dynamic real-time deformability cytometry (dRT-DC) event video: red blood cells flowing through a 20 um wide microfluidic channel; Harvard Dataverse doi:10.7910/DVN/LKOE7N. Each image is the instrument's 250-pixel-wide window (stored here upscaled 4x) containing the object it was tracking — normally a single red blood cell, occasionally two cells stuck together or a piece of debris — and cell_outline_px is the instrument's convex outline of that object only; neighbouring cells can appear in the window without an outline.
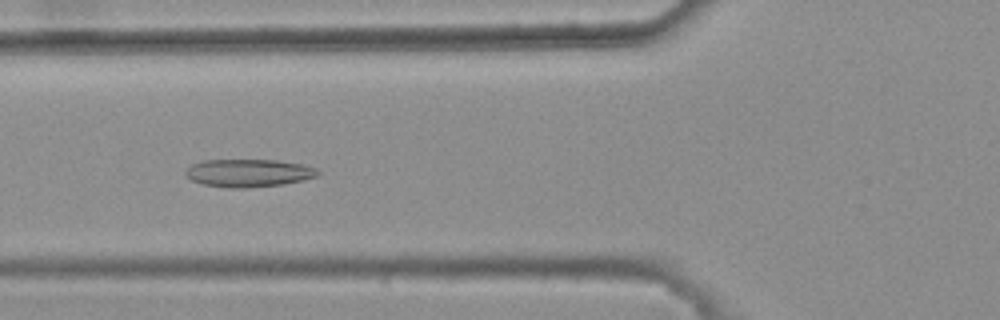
{"species": "common noctule bat (a hibernating species)", "species_latin": "Nyctalus noctula", "temperature_condition": "warm", "stored_images_in_passage": 46, "camera_frame_rate_fps": 3000, "um_per_image_px": 0.085, "animal": {"sex": "female", "body_mass_g": 25.1}, "frame": {"image": 1, "passage_image": 20, "time_ms": 6.333, "image_size_px": [1000, 320], "cell_outline_px": [[320, 172], [316, 176], [304, 180], [284, 184], [244, 188], [228, 188], [204, 184], [192, 180], [184, 176], [184, 172], [192, 164], [204, 160], [276, 160], [304, 164], [316, 168]], "centroid_in_image_um": [21.13, 14.7], "position_along_channel_um": 104.7, "area_um2": 21.5}}
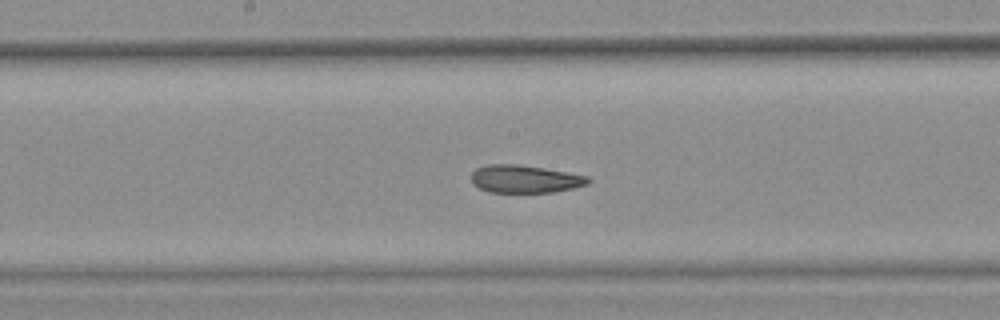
{"frame": {"image": 2, "passage_image": 28, "time_ms": 9.0, "image_size_px": [1000, 320], "cell_outline_px": [[592, 180], [588, 184], [556, 192], [488, 192], [472, 184], [472, 172], [476, 168], [488, 164], [520, 164], [568, 172], [588, 176]], "centroid_in_image_um": [44.63, 15.21], "position_along_channel_um": 203.6, "area_um2": 19.02}}
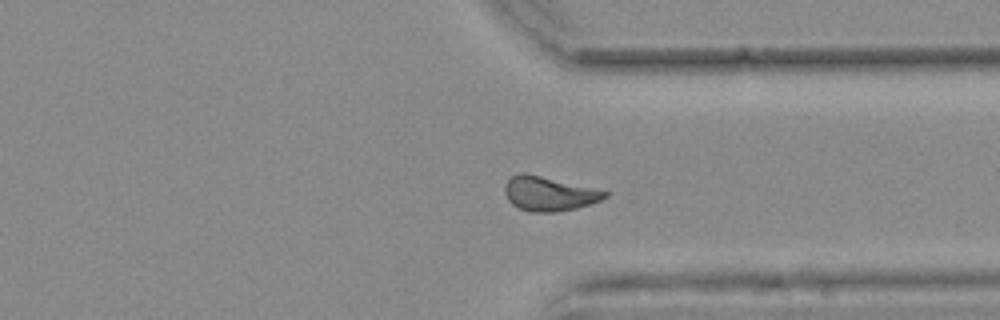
{"frame": {"image": 3, "passage_image": 41, "time_ms": 13.333, "image_size_px": [1000, 320], "cell_outline_px": [[608, 196], [600, 200], [576, 208], [556, 212], [532, 212], [520, 208], [512, 204], [508, 200], [504, 192], [504, 184], [512, 176], [520, 172], [524, 172], [608, 192]], "centroid_in_image_um": [46.6, 16.47], "position_along_channel_um": 364.8, "area_um2": 19.65}, "authors_computed_cell_mechanics": {"area_um2": 20.4612, "velocity_mm_per_s": 3.7112, "shape_relaxation_time_tau1_ms": null, "shape_relaxation_time_tau2_ms": 2.3518, "deformation_change_tau1": null, "deformation_change_tau2": 0.0879}}